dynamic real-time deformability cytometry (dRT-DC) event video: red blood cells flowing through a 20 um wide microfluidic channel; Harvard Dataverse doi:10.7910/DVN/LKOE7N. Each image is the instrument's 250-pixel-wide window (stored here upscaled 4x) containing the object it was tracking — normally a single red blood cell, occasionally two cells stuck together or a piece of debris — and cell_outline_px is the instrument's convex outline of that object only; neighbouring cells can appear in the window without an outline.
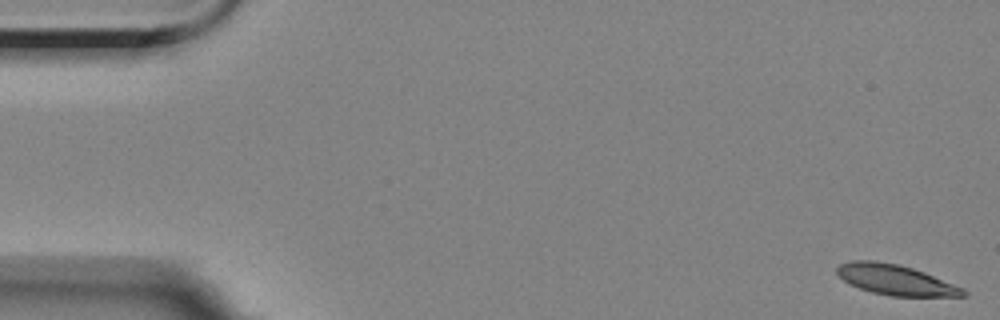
{"species": "Egyptian fruit bat (a non-hibernating species)", "species_latin": "Rousettus aegyptiacus", "temperature_condition": "room temperature", "stored_images_in_passage": 6, "camera_frame_rate_fps": 3000, "um_per_image_px": 0.085, "animal": {"sex": "female"}, "frame": {"image": 1, "passage_image": 1, "time_ms": 0.0, "image_size_px": [1000, 320], "cell_outline_px": [[968, 296], [892, 296], [872, 292], [848, 284], [836, 272], [836, 268], [840, 264], [852, 260], [876, 260], [900, 264], [924, 272], [964, 288], [968, 292]], "centroid_in_image_um": [76.13, 23.78], "position_along_channel_um": 8.9, "area_um2": 22.37}}